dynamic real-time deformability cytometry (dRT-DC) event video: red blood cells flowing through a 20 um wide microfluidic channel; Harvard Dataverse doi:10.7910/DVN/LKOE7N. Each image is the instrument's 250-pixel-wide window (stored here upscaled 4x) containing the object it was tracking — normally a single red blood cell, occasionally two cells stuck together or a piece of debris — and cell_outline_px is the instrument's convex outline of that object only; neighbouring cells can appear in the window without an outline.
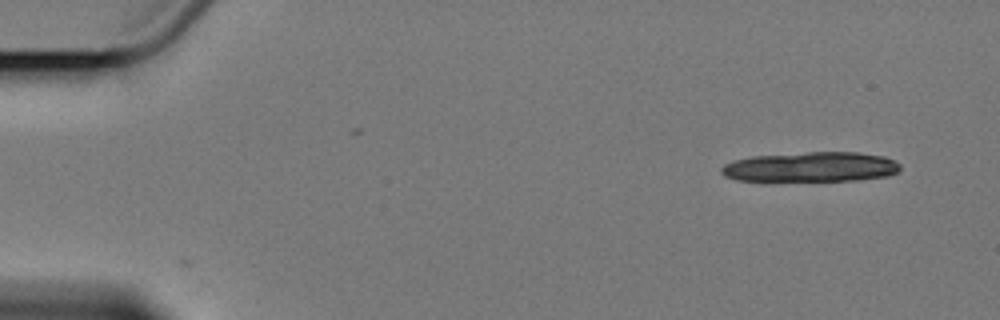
{"species": "Egyptian fruit bat (a non-hibernating species)", "species_latin": "Rousettus aegyptiacus", "temperature_condition": "cold", "stored_images_in_passage": 5, "camera_frame_rate_fps": 3000, "um_per_image_px": 0.085, "animal": {"sex": "female"}, "frame": {"image": 1, "passage_image": 1, "time_ms": 0.0, "image_size_px": [1000, 320], "cell_outline_px": [[900, 168], [896, 172], [888, 176], [860, 180], [736, 180], [724, 176], [720, 172], [720, 168], [724, 164], [732, 160], [748, 156], [808, 152], [856, 152], [884, 156], [900, 164]], "centroid_in_image_um": [68.89, 14.18], "position_along_channel_um": 16.1, "area_um2": 31.15}}